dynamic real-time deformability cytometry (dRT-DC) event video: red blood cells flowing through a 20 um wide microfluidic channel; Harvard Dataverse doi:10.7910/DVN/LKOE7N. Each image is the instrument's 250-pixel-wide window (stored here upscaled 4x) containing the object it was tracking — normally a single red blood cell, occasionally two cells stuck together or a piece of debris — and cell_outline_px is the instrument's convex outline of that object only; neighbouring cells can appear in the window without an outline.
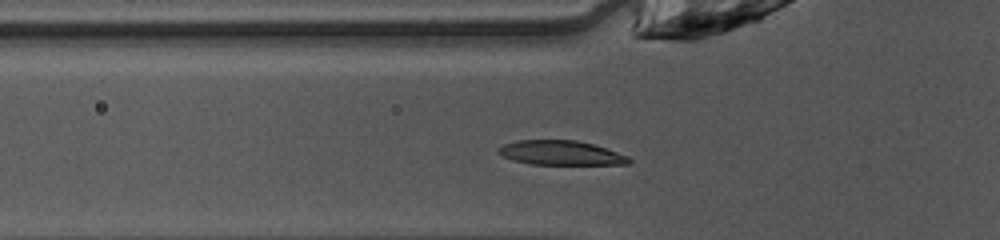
{"species": "common noctule bat (a hibernating species)", "species_latin": "Nyctalus noctula", "temperature_condition": "warm", "stored_images_in_passage": 38, "camera_frame_rate_fps": 3000, "um_per_image_px": 0.085, "animal": {"sex": "female", "body_mass_g": 10.0, "forearm_length_mm": 53.1}, "frame": {"image": 1, "passage_image": 5, "time_ms": 1.333, "image_size_px": [1000, 240], "cell_outline_px": [[632, 160], [628, 164], [532, 164], [512, 160], [496, 152], [496, 148], [504, 144], [516, 140], [576, 140], [592, 144], [628, 156]], "centroid_in_image_um": [47.61, 12.99], "position_along_channel_um": 78.2, "area_um2": 18.44}}
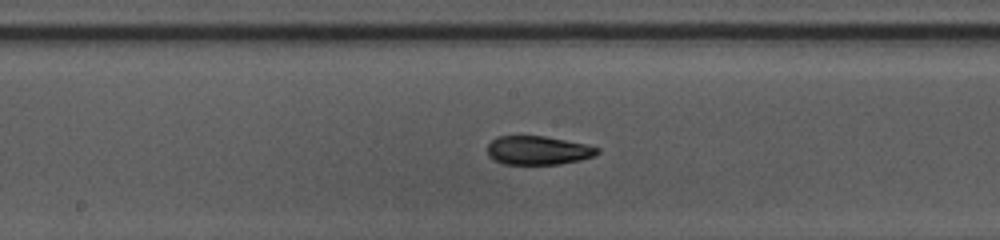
{"frame": {"image": 2, "passage_image": 14, "time_ms": 4.333, "image_size_px": [1000, 240], "cell_outline_px": [[600, 152], [596, 156], [580, 160], [560, 164], [504, 164], [488, 156], [488, 144], [496, 136], [544, 136], [584, 144], [600, 148]], "centroid_in_image_um": [45.75, 12.78], "position_along_channel_um": 202.5, "area_um2": 18.38}}
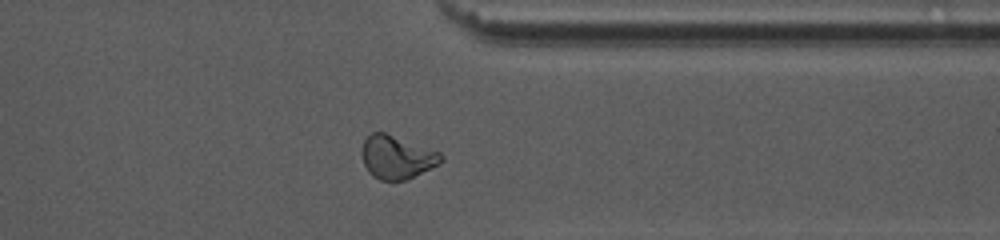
{"frame": {"image": 3, "passage_image": 27, "time_ms": 8.667, "image_size_px": [1000, 240], "cell_outline_px": [[444, 160], [440, 164], [408, 180], [380, 180], [372, 176], [368, 172], [364, 164], [360, 152], [364, 140], [372, 132], [384, 132], [440, 152], [444, 156]], "centroid_in_image_um": [33.73, 13.37], "position_along_channel_um": 377.7, "area_um2": 20.17}, "authors_computed_cell_mechanics": {"area_um2": 19.1318, "velocity_mm_per_s": 4.0919, "shape_relaxation_time_tau1_ms": 3.5906, "shape_relaxation_time_tau2_ms": 2.8043, "deformation_change_tau1": 0.1687, "deformation_change_tau2": 0.0509}}